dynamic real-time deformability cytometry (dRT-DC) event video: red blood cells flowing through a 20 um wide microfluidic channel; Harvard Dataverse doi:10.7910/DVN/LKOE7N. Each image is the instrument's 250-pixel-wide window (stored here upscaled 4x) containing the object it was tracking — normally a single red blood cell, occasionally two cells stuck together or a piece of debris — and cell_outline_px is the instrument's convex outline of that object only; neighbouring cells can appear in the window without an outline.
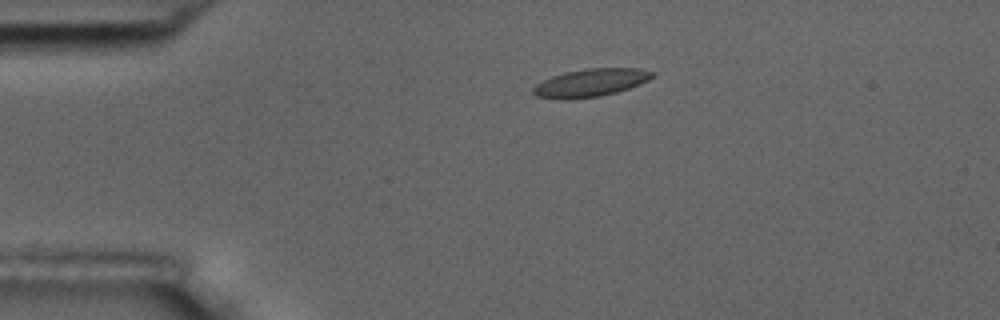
{"species": "common noctule bat (a hibernating species)", "species_latin": "Nyctalus noctula", "temperature_condition": "room temperature", "stored_images_in_passage": 12, "camera_frame_rate_fps": 3000, "um_per_image_px": 0.085, "animal": {"sex": "male", "body_mass_g": 17.5, "forearm_length_mm": 52.3}, "frame": {"image": 1, "passage_image": 1, "time_ms": 0.0, "image_size_px": [1000, 320], "cell_outline_px": [[656, 76], [640, 84], [616, 92], [600, 96], [568, 100], [556, 100], [536, 96], [532, 92], [532, 88], [536, 84], [552, 76], [584, 68], [640, 68], [656, 72]], "centroid_in_image_um": [50.21, 7.04], "position_along_channel_um": 34.8, "area_um2": 19.59}}
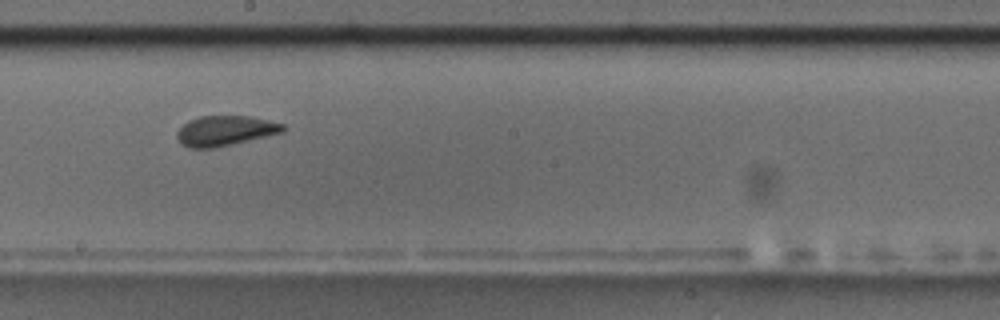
{"frame": {"image": 2, "passage_image": 6, "time_ms": 6.667, "image_size_px": [1000, 320], "cell_outline_px": [[288, 128], [284, 132], [212, 148], [188, 148], [180, 144], [176, 136], [176, 132], [188, 120], [200, 116], [248, 116], [284, 124]], "centroid_in_image_um": [19.11, 11.11], "position_along_channel_um": 229.1, "area_um2": 18.5}}
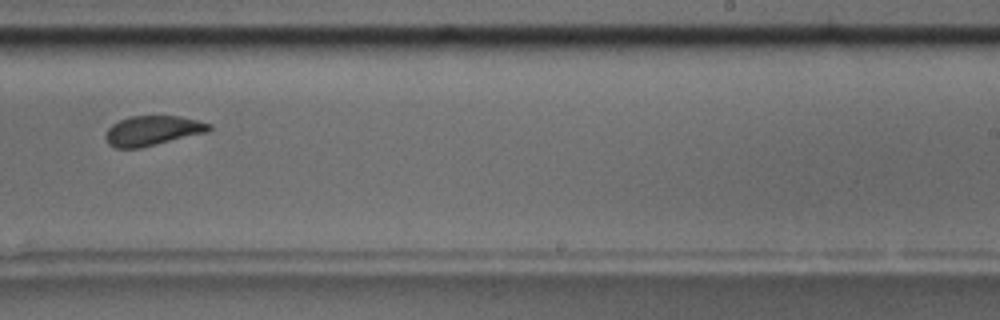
{"frame": {"image": 3, "passage_image": 7, "time_ms": 8.0, "image_size_px": [1000, 320], "cell_outline_px": [[212, 128], [208, 132], [140, 148], [116, 148], [108, 144], [104, 136], [108, 128], [112, 124], [128, 116], [180, 116], [212, 124]], "centroid_in_image_um": [12.96, 11.1], "position_along_channel_um": 276.0, "area_um2": 18.03}, "authors_computed_cell_mechanics": {"area_um2": 18.7272, "velocity_mm_per_s": 3.5209, "shape_relaxation_time_tau1_ms": null, "shape_relaxation_time_tau2_ms": 0.916, "deformation_change_tau1": null, "deformation_change_tau2": 0.0326}}